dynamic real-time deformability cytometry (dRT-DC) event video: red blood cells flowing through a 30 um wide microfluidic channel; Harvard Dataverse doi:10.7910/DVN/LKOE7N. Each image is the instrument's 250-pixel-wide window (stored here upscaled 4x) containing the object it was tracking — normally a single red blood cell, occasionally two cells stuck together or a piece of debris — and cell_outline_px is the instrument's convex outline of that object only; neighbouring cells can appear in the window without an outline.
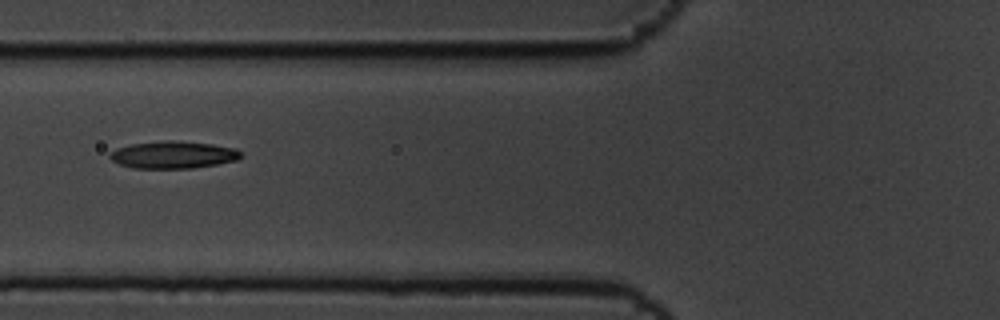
{"species": "common noctule bat (a hibernating species)", "species_latin": "Nyctalus noctula", "temperature_condition": "cold", "stored_images_in_passage": 7, "camera_frame_rate_fps": 3000, "um_per_image_px": 0.085, "animal": {"sex": "male", "body_mass_g": 19.5, "forearm_length_mm": 54.6}, "frame": {"image": 1, "passage_image": 7, "time_ms": 2.0, "image_size_px": [1000, 320], "cell_outline_px": [[240, 156], [236, 160], [216, 164], [192, 168], [132, 168], [120, 164], [112, 160], [108, 156], [116, 148], [132, 144], [164, 140], [172, 140], [212, 144], [236, 148], [240, 152]], "centroid_in_image_um": [14.7, 13.15], "position_along_channel_um": 111.1, "area_um2": 20.63}}